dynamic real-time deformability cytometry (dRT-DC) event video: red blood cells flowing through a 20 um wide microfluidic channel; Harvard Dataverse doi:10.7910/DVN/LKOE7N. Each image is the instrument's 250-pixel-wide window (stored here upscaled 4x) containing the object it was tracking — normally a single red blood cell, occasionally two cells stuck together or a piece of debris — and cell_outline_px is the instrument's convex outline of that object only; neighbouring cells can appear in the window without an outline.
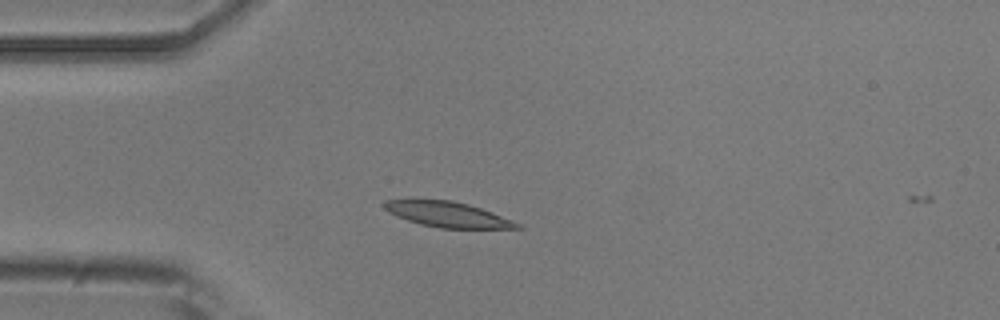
{"species": "common noctule bat (a hibernating species)", "species_latin": "Nyctalus noctula", "temperature_condition": "room temperature", "stored_images_in_passage": 2, "camera_frame_rate_fps": 3000, "um_per_image_px": 0.085, "animal": {"sex": "male", "body_mass_g": 20.5, "forearm_length_mm": 52.5}, "frame": {"image": 1, "passage_image": 2, "time_ms": 1.0, "image_size_px": [1000, 320], "cell_outline_px": [[524, 228], [440, 228], [420, 224], [396, 216], [388, 212], [384, 208], [384, 200], [452, 200], [468, 204], [492, 212], [512, 220], [520, 224]], "centroid_in_image_um": [38.05, 18.23], "position_along_channel_um": 47.0, "area_um2": 19.36}}